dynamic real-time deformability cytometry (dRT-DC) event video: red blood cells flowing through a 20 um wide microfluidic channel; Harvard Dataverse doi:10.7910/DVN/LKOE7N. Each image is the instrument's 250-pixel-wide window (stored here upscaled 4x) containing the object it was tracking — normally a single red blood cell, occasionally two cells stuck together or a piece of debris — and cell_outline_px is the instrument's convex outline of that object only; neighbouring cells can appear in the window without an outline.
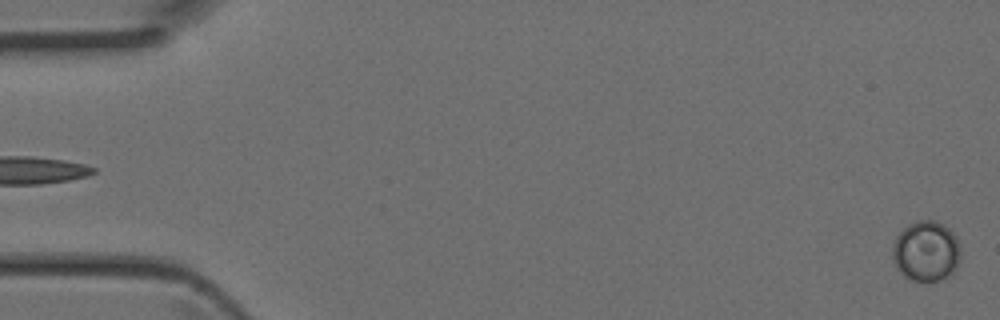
{"species": "Egyptian fruit bat (a non-hibernating species)", "species_latin": "Rousettus aegyptiacus", "temperature_condition": "room temperature", "stored_images_in_passage": 24, "camera_frame_rate_fps": 3000, "um_per_image_px": 0.085, "animal": {"sex": "female"}, "frame": {"image": 1, "passage_image": 1, "time_ms": 0.0, "image_size_px": [1000, 320], "cell_outline_px": [[960, 260], [952, 276], [948, 280], [912, 280], [904, 276], [896, 268], [892, 260], [892, 248], [896, 236], [908, 224], [916, 220], [936, 220], [944, 224], [956, 236], [960, 248]], "centroid_in_image_um": [78.73, 21.35], "position_along_channel_um": 6.3, "area_um2": 24.45}}
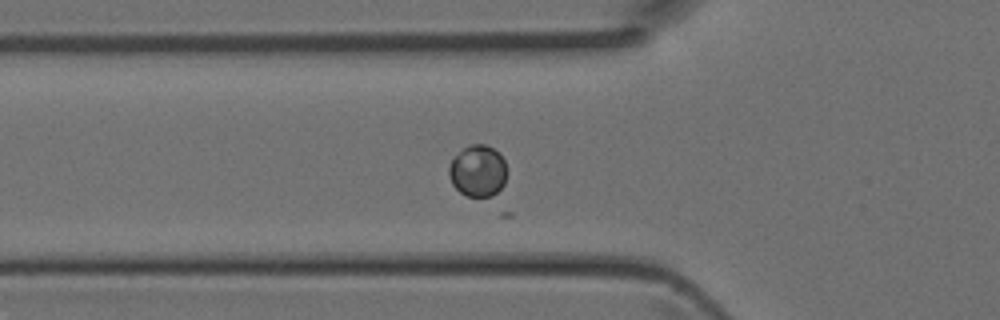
{"frame": {"image": 2, "passage_image": 16, "time_ms": 5.0, "image_size_px": [1000, 320], "cell_outline_px": [[508, 172], [504, 184], [492, 196], [468, 196], [460, 192], [452, 184], [448, 172], [448, 168], [452, 160], [464, 148], [472, 144], [484, 144], [492, 148], [504, 160]], "centroid_in_image_um": [40.63, 14.54], "position_along_channel_um": 85.2, "area_um2": 17.22}}
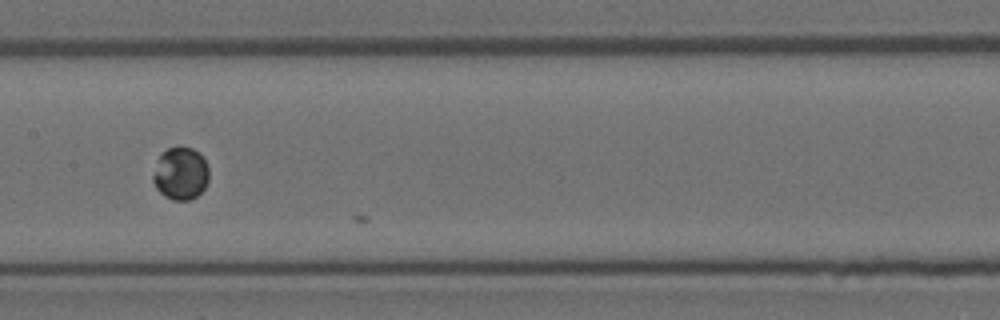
{"frame": {"image": 3, "passage_image": 23, "time_ms": 7.333, "image_size_px": [1000, 320], "cell_outline_px": [[208, 180], [204, 188], [196, 196], [188, 200], [172, 200], [164, 196], [156, 188], [152, 180], [152, 176], [160, 156], [168, 148], [180, 144], [192, 148], [200, 152], [208, 168]], "centroid_in_image_um": [15.35, 14.72], "position_along_channel_um": 192.0, "area_um2": 17.22}}